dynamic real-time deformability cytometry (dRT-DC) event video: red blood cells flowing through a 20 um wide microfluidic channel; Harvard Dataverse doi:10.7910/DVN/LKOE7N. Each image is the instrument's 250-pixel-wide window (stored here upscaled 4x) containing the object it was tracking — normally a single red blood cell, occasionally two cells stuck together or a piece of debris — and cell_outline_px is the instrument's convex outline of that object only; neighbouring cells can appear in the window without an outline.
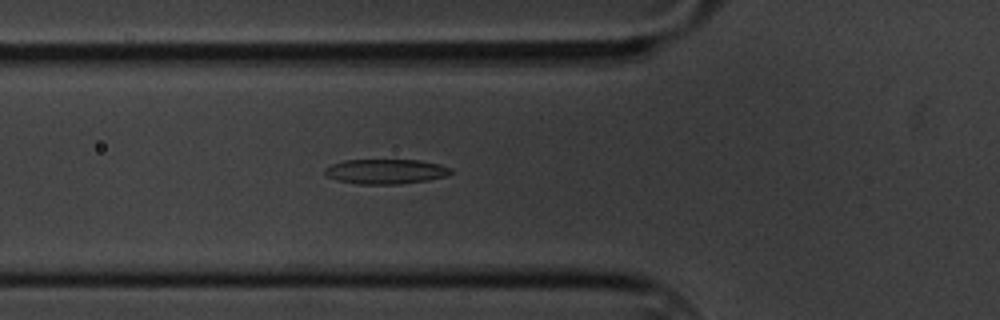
{"species": "common noctule bat (a hibernating species)", "species_latin": "Nyctalus noctula", "temperature_condition": "cold", "stored_images_in_passage": 42, "camera_frame_rate_fps": 3000, "um_per_image_px": 0.085, "animal": {"sex": "male", "body_mass_g": 20.1, "forearm_length_mm": 53.5}, "frame": {"image": 1, "passage_image": 3, "time_ms": 0.667, "image_size_px": [1000, 320], "cell_outline_px": [[452, 172], [448, 176], [428, 180], [400, 184], [356, 184], [336, 180], [328, 176], [324, 172], [324, 168], [332, 164], [344, 160], [420, 160], [440, 164], [452, 168]], "centroid_in_image_um": [32.81, 14.58], "position_along_channel_um": 93.0, "area_um2": 18.38}}
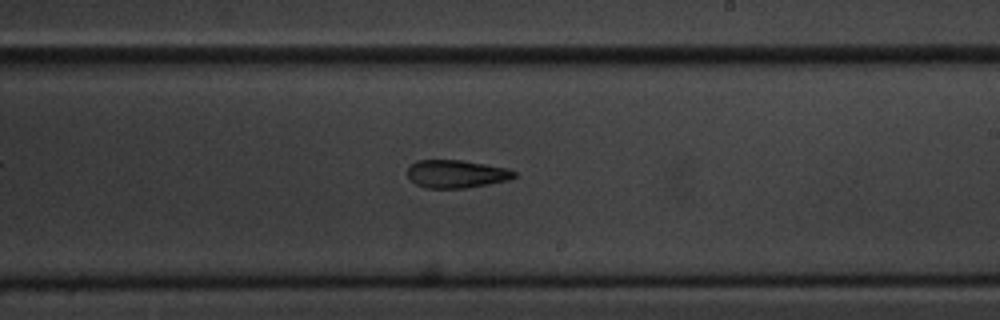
{"frame": {"image": 2, "passage_image": 17, "time_ms": 5.333, "image_size_px": [1000, 320], "cell_outline_px": [[520, 176], [508, 180], [488, 184], [464, 188], [428, 188], [416, 184], [408, 176], [408, 168], [416, 160], [460, 160], [508, 168], [516, 172]], "centroid_in_image_um": [38.83, 14.78], "position_along_channel_um": 250.2, "area_um2": 17.34}}
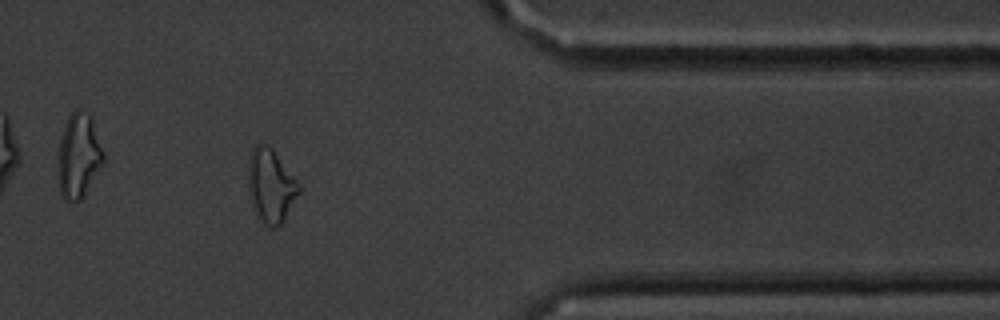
{"frame": {"image": 3, "passage_image": 31, "time_ms": 10.0, "image_size_px": [1000, 320], "cell_outline_px": [[300, 192], [284, 220], [280, 224], [272, 228], [268, 228], [260, 224], [256, 216], [252, 204], [248, 188], [248, 160], [252, 148], [256, 144], [268, 144], [272, 148], [300, 184]], "centroid_in_image_um": [23.0, 15.82], "position_along_channel_um": 388.4, "area_um2": 22.08}, "authors_computed_cell_mechanics": {"area_um2": 18.3804, "velocity_mm_per_s": 3.3618, "shape_relaxation_time_tau1_ms": null, "shape_relaxation_time_tau2_ms": 3.8017, "deformation_change_tau1": null, "deformation_change_tau2": 0.1259}}